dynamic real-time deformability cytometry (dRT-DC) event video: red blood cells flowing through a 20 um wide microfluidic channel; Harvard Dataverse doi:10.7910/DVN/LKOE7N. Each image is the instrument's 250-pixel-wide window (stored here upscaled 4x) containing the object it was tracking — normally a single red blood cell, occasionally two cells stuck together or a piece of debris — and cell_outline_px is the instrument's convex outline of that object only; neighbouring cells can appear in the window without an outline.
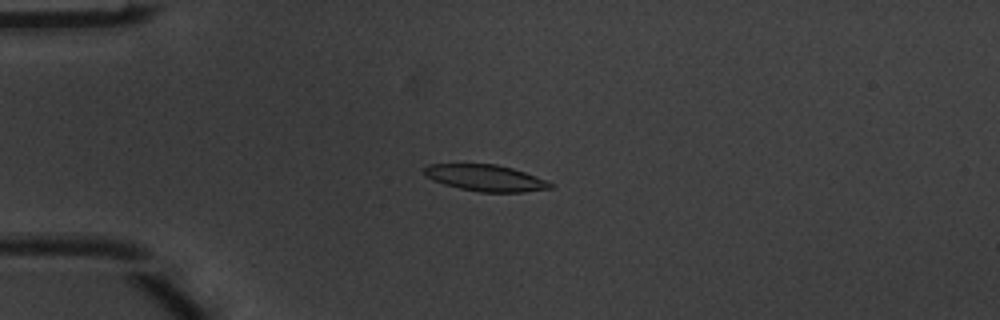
{"species": "common noctule bat (a hibernating species)", "species_latin": "Nyctalus noctula", "temperature_condition": "warm", "stored_images_in_passage": 5, "camera_frame_rate_fps": 3000, "um_per_image_px": 0.085, "animal": {"sex": "male", "body_mass_g": 20.1, "forearm_length_mm": 53.5}, "frame": {"image": 1, "passage_image": 4, "time_ms": 1.0, "image_size_px": [1000, 320], "cell_outline_px": [[556, 184], [552, 188], [524, 192], [480, 192], [460, 188], [444, 184], [432, 180], [424, 176], [424, 168], [428, 164], [496, 164], [512, 168], [536, 176]], "centroid_in_image_um": [41.28, 15.13], "position_along_channel_um": 43.7, "area_um2": 19.48}}